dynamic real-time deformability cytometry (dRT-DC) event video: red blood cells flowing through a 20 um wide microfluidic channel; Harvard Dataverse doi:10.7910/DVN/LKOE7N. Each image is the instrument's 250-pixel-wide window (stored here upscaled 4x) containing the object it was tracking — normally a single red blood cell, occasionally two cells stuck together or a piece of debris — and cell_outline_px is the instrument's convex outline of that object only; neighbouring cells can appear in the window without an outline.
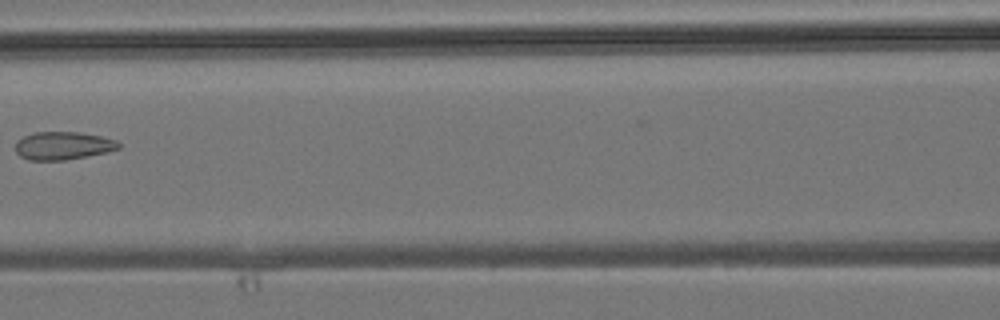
{"species": "common noctule bat (a hibernating species)", "species_latin": "Nyctalus noctula", "temperature_condition": "room temperature", "stored_images_in_passage": 7, "camera_frame_rate_fps": 3000, "um_per_image_px": 0.085, "animal": {"sex": "male", "body_mass_g": 19.2, "forearm_length_mm": 51.8}, "frame": {"image": 1, "passage_image": 7, "time_ms": 7.0, "image_size_px": [1000, 320], "cell_outline_px": [[120, 148], [108, 152], [88, 156], [64, 160], [28, 160], [20, 156], [16, 152], [16, 140], [24, 136], [36, 132], [80, 132], [100, 136], [116, 140], [120, 144]], "centroid_in_image_um": [5.36, 12.38], "position_along_channel_um": 161.2, "area_um2": 16.88}}